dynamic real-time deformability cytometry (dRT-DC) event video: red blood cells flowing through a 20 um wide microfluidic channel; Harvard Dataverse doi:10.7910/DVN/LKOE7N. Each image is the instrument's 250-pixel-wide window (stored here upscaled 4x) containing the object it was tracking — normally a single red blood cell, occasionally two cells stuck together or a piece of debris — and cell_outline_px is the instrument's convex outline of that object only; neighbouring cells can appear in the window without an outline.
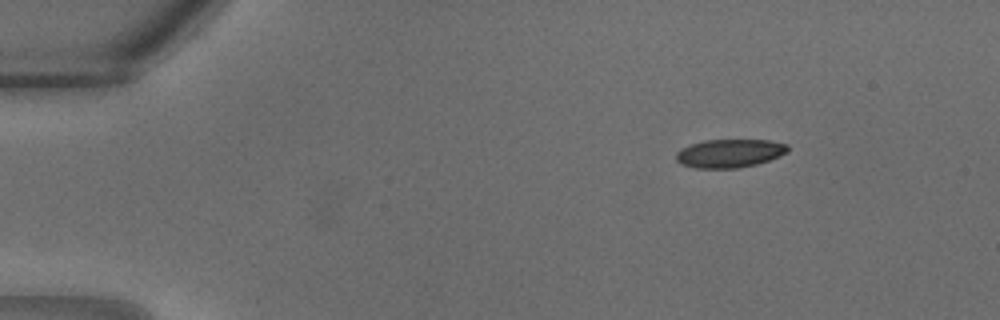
{"species": "common noctule bat (a hibernating species)", "species_latin": "Nyctalus noctula", "temperature_condition": "warm", "stored_images_in_passage": 28, "camera_frame_rate_fps": 3000, "um_per_image_px": 0.085, "animal": {"sex": "male", "body_mass_g": 18.8}, "frame": {"image": 1, "passage_image": 1, "time_ms": 0.0, "image_size_px": [1000, 320], "cell_outline_px": [[788, 152], [780, 156], [756, 164], [736, 168], [696, 168], [680, 164], [676, 160], [676, 152], [680, 148], [688, 144], [704, 140], [768, 140], [788, 144]], "centroid_in_image_um": [61.98, 13.02], "position_along_channel_um": 23.0, "area_um2": 18.61}}
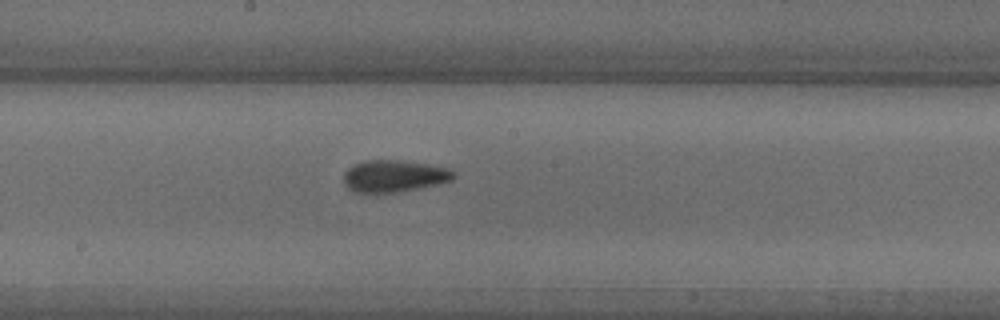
{"frame": {"image": 2, "passage_image": 14, "time_ms": 4.333, "image_size_px": [1000, 320], "cell_outline_px": [[456, 176], [452, 180], [436, 184], [396, 192], [356, 192], [348, 188], [344, 184], [344, 172], [348, 168], [356, 164], [368, 160], [400, 160], [428, 164], [448, 168], [456, 172]], "centroid_in_image_um": [33.51, 14.95], "position_along_channel_um": 214.7, "area_um2": 20.23}}
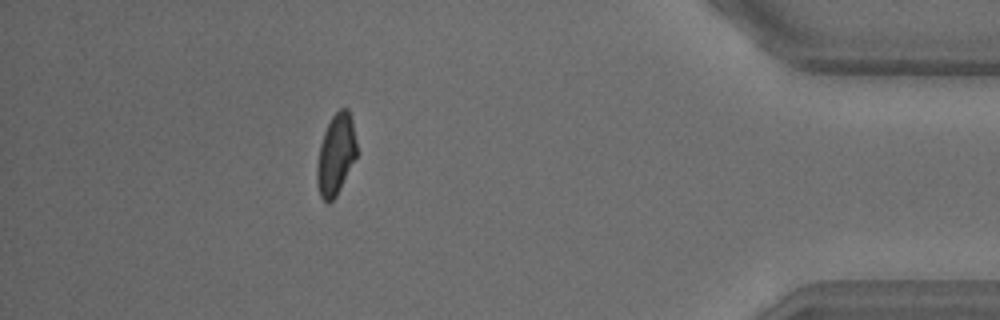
{"frame": {"image": 3, "passage_image": 25, "time_ms": 8.0, "image_size_px": [1000, 320], "cell_outline_px": [[356, 156], [336, 196], [328, 204], [320, 196], [316, 184], [316, 164], [320, 144], [324, 132], [332, 116], [340, 108], [348, 108], [352, 120], [356, 144]], "centroid_in_image_um": [28.52, 13.14], "position_along_channel_um": 406.7, "area_um2": 18.61}}